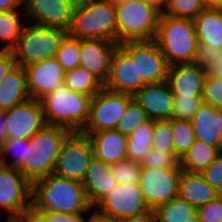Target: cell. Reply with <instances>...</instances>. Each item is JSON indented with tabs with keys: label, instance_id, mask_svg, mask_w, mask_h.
Segmentation results:
<instances>
[{
	"label": "cell",
	"instance_id": "obj_1",
	"mask_svg": "<svg viewBox=\"0 0 222 222\" xmlns=\"http://www.w3.org/2000/svg\"><path fill=\"white\" fill-rule=\"evenodd\" d=\"M31 205L44 213L83 214L93 207L82 182L50 174L32 184Z\"/></svg>",
	"mask_w": 222,
	"mask_h": 222
},
{
	"label": "cell",
	"instance_id": "obj_2",
	"mask_svg": "<svg viewBox=\"0 0 222 222\" xmlns=\"http://www.w3.org/2000/svg\"><path fill=\"white\" fill-rule=\"evenodd\" d=\"M70 133L64 127L45 125L26 140L24 161L18 170L31 185L52 174L61 145Z\"/></svg>",
	"mask_w": 222,
	"mask_h": 222
},
{
	"label": "cell",
	"instance_id": "obj_3",
	"mask_svg": "<svg viewBox=\"0 0 222 222\" xmlns=\"http://www.w3.org/2000/svg\"><path fill=\"white\" fill-rule=\"evenodd\" d=\"M91 98L64 85L46 94L39 100L46 125L81 132L89 117Z\"/></svg>",
	"mask_w": 222,
	"mask_h": 222
},
{
	"label": "cell",
	"instance_id": "obj_4",
	"mask_svg": "<svg viewBox=\"0 0 222 222\" xmlns=\"http://www.w3.org/2000/svg\"><path fill=\"white\" fill-rule=\"evenodd\" d=\"M67 33L79 40L117 42L115 6L106 0H78Z\"/></svg>",
	"mask_w": 222,
	"mask_h": 222
},
{
	"label": "cell",
	"instance_id": "obj_5",
	"mask_svg": "<svg viewBox=\"0 0 222 222\" xmlns=\"http://www.w3.org/2000/svg\"><path fill=\"white\" fill-rule=\"evenodd\" d=\"M154 41L169 66L192 63L198 38L193 20L174 18L160 13Z\"/></svg>",
	"mask_w": 222,
	"mask_h": 222
},
{
	"label": "cell",
	"instance_id": "obj_6",
	"mask_svg": "<svg viewBox=\"0 0 222 222\" xmlns=\"http://www.w3.org/2000/svg\"><path fill=\"white\" fill-rule=\"evenodd\" d=\"M160 12L141 0H129L115 6L117 43L153 41Z\"/></svg>",
	"mask_w": 222,
	"mask_h": 222
},
{
	"label": "cell",
	"instance_id": "obj_7",
	"mask_svg": "<svg viewBox=\"0 0 222 222\" xmlns=\"http://www.w3.org/2000/svg\"><path fill=\"white\" fill-rule=\"evenodd\" d=\"M98 215L115 222L140 221L152 218V211L142 195L138 184L117 186L93 207Z\"/></svg>",
	"mask_w": 222,
	"mask_h": 222
},
{
	"label": "cell",
	"instance_id": "obj_8",
	"mask_svg": "<svg viewBox=\"0 0 222 222\" xmlns=\"http://www.w3.org/2000/svg\"><path fill=\"white\" fill-rule=\"evenodd\" d=\"M67 31L34 24L24 25L17 45L12 49L15 64L22 68L55 57Z\"/></svg>",
	"mask_w": 222,
	"mask_h": 222
},
{
	"label": "cell",
	"instance_id": "obj_9",
	"mask_svg": "<svg viewBox=\"0 0 222 222\" xmlns=\"http://www.w3.org/2000/svg\"><path fill=\"white\" fill-rule=\"evenodd\" d=\"M132 95L114 92L103 87L90 102L89 117L81 130L84 135L115 129Z\"/></svg>",
	"mask_w": 222,
	"mask_h": 222
},
{
	"label": "cell",
	"instance_id": "obj_10",
	"mask_svg": "<svg viewBox=\"0 0 222 222\" xmlns=\"http://www.w3.org/2000/svg\"><path fill=\"white\" fill-rule=\"evenodd\" d=\"M92 157L93 149L88 136L71 132L61 145L52 174L82 182Z\"/></svg>",
	"mask_w": 222,
	"mask_h": 222
},
{
	"label": "cell",
	"instance_id": "obj_11",
	"mask_svg": "<svg viewBox=\"0 0 222 222\" xmlns=\"http://www.w3.org/2000/svg\"><path fill=\"white\" fill-rule=\"evenodd\" d=\"M145 84L143 80H138L137 76L136 42L119 44L113 54L110 74L103 87L133 96Z\"/></svg>",
	"mask_w": 222,
	"mask_h": 222
},
{
	"label": "cell",
	"instance_id": "obj_12",
	"mask_svg": "<svg viewBox=\"0 0 222 222\" xmlns=\"http://www.w3.org/2000/svg\"><path fill=\"white\" fill-rule=\"evenodd\" d=\"M181 172L182 169L141 167L138 186L151 211L177 196Z\"/></svg>",
	"mask_w": 222,
	"mask_h": 222
},
{
	"label": "cell",
	"instance_id": "obj_13",
	"mask_svg": "<svg viewBox=\"0 0 222 222\" xmlns=\"http://www.w3.org/2000/svg\"><path fill=\"white\" fill-rule=\"evenodd\" d=\"M78 0H23L24 16L33 19L34 25L59 28L68 32ZM35 18V19H34Z\"/></svg>",
	"mask_w": 222,
	"mask_h": 222
},
{
	"label": "cell",
	"instance_id": "obj_14",
	"mask_svg": "<svg viewBox=\"0 0 222 222\" xmlns=\"http://www.w3.org/2000/svg\"><path fill=\"white\" fill-rule=\"evenodd\" d=\"M31 193L32 185L18 169L0 164V209L8 217H17L31 205Z\"/></svg>",
	"mask_w": 222,
	"mask_h": 222
},
{
	"label": "cell",
	"instance_id": "obj_15",
	"mask_svg": "<svg viewBox=\"0 0 222 222\" xmlns=\"http://www.w3.org/2000/svg\"><path fill=\"white\" fill-rule=\"evenodd\" d=\"M7 139L28 140L45 125L39 100L28 99L5 111Z\"/></svg>",
	"mask_w": 222,
	"mask_h": 222
},
{
	"label": "cell",
	"instance_id": "obj_16",
	"mask_svg": "<svg viewBox=\"0 0 222 222\" xmlns=\"http://www.w3.org/2000/svg\"><path fill=\"white\" fill-rule=\"evenodd\" d=\"M117 42L106 39L79 40V66L90 72L100 83H106Z\"/></svg>",
	"mask_w": 222,
	"mask_h": 222
},
{
	"label": "cell",
	"instance_id": "obj_17",
	"mask_svg": "<svg viewBox=\"0 0 222 222\" xmlns=\"http://www.w3.org/2000/svg\"><path fill=\"white\" fill-rule=\"evenodd\" d=\"M27 90L31 99L40 100L64 83V71L55 57L24 67Z\"/></svg>",
	"mask_w": 222,
	"mask_h": 222
},
{
	"label": "cell",
	"instance_id": "obj_18",
	"mask_svg": "<svg viewBox=\"0 0 222 222\" xmlns=\"http://www.w3.org/2000/svg\"><path fill=\"white\" fill-rule=\"evenodd\" d=\"M169 65L157 43L153 41H136V69L138 80L146 84L165 82Z\"/></svg>",
	"mask_w": 222,
	"mask_h": 222
},
{
	"label": "cell",
	"instance_id": "obj_19",
	"mask_svg": "<svg viewBox=\"0 0 222 222\" xmlns=\"http://www.w3.org/2000/svg\"><path fill=\"white\" fill-rule=\"evenodd\" d=\"M133 100L154 121L169 120L173 105V94L167 82L145 84L133 96Z\"/></svg>",
	"mask_w": 222,
	"mask_h": 222
},
{
	"label": "cell",
	"instance_id": "obj_20",
	"mask_svg": "<svg viewBox=\"0 0 222 222\" xmlns=\"http://www.w3.org/2000/svg\"><path fill=\"white\" fill-rule=\"evenodd\" d=\"M205 70L193 63L169 66L166 82L174 96H201Z\"/></svg>",
	"mask_w": 222,
	"mask_h": 222
},
{
	"label": "cell",
	"instance_id": "obj_21",
	"mask_svg": "<svg viewBox=\"0 0 222 222\" xmlns=\"http://www.w3.org/2000/svg\"><path fill=\"white\" fill-rule=\"evenodd\" d=\"M82 185L88 202L94 207L103 196L117 186V182L110 172V165L93 156L88 164Z\"/></svg>",
	"mask_w": 222,
	"mask_h": 222
},
{
	"label": "cell",
	"instance_id": "obj_22",
	"mask_svg": "<svg viewBox=\"0 0 222 222\" xmlns=\"http://www.w3.org/2000/svg\"><path fill=\"white\" fill-rule=\"evenodd\" d=\"M93 149V156L107 165H112L127 158V136L116 129L103 130L88 135Z\"/></svg>",
	"mask_w": 222,
	"mask_h": 222
},
{
	"label": "cell",
	"instance_id": "obj_23",
	"mask_svg": "<svg viewBox=\"0 0 222 222\" xmlns=\"http://www.w3.org/2000/svg\"><path fill=\"white\" fill-rule=\"evenodd\" d=\"M191 124L196 140L215 146L222 152V130L217 108L201 103Z\"/></svg>",
	"mask_w": 222,
	"mask_h": 222
},
{
	"label": "cell",
	"instance_id": "obj_24",
	"mask_svg": "<svg viewBox=\"0 0 222 222\" xmlns=\"http://www.w3.org/2000/svg\"><path fill=\"white\" fill-rule=\"evenodd\" d=\"M219 194L199 173L182 170L177 187V197L188 201L195 208L201 207Z\"/></svg>",
	"mask_w": 222,
	"mask_h": 222
},
{
	"label": "cell",
	"instance_id": "obj_25",
	"mask_svg": "<svg viewBox=\"0 0 222 222\" xmlns=\"http://www.w3.org/2000/svg\"><path fill=\"white\" fill-rule=\"evenodd\" d=\"M30 99L24 68L15 65L0 83V110H9Z\"/></svg>",
	"mask_w": 222,
	"mask_h": 222
},
{
	"label": "cell",
	"instance_id": "obj_26",
	"mask_svg": "<svg viewBox=\"0 0 222 222\" xmlns=\"http://www.w3.org/2000/svg\"><path fill=\"white\" fill-rule=\"evenodd\" d=\"M193 24L199 44L222 48V10L204 9Z\"/></svg>",
	"mask_w": 222,
	"mask_h": 222
},
{
	"label": "cell",
	"instance_id": "obj_27",
	"mask_svg": "<svg viewBox=\"0 0 222 222\" xmlns=\"http://www.w3.org/2000/svg\"><path fill=\"white\" fill-rule=\"evenodd\" d=\"M152 222H200L196 208L188 201L174 197L152 211Z\"/></svg>",
	"mask_w": 222,
	"mask_h": 222
},
{
	"label": "cell",
	"instance_id": "obj_28",
	"mask_svg": "<svg viewBox=\"0 0 222 222\" xmlns=\"http://www.w3.org/2000/svg\"><path fill=\"white\" fill-rule=\"evenodd\" d=\"M154 120L148 119L136 127L127 137V158L133 162L141 163L151 150Z\"/></svg>",
	"mask_w": 222,
	"mask_h": 222
},
{
	"label": "cell",
	"instance_id": "obj_29",
	"mask_svg": "<svg viewBox=\"0 0 222 222\" xmlns=\"http://www.w3.org/2000/svg\"><path fill=\"white\" fill-rule=\"evenodd\" d=\"M220 153L221 151L217 147L195 140L180 159V167L187 172L200 173Z\"/></svg>",
	"mask_w": 222,
	"mask_h": 222
},
{
	"label": "cell",
	"instance_id": "obj_30",
	"mask_svg": "<svg viewBox=\"0 0 222 222\" xmlns=\"http://www.w3.org/2000/svg\"><path fill=\"white\" fill-rule=\"evenodd\" d=\"M20 14L19 10L0 11V42L6 44H3V47H0V49L12 50L17 45L26 23L22 21L24 19H21L24 17V13Z\"/></svg>",
	"mask_w": 222,
	"mask_h": 222
},
{
	"label": "cell",
	"instance_id": "obj_31",
	"mask_svg": "<svg viewBox=\"0 0 222 222\" xmlns=\"http://www.w3.org/2000/svg\"><path fill=\"white\" fill-rule=\"evenodd\" d=\"M63 85L69 90L91 97L103 88L102 83L80 66L64 73Z\"/></svg>",
	"mask_w": 222,
	"mask_h": 222
},
{
	"label": "cell",
	"instance_id": "obj_32",
	"mask_svg": "<svg viewBox=\"0 0 222 222\" xmlns=\"http://www.w3.org/2000/svg\"><path fill=\"white\" fill-rule=\"evenodd\" d=\"M170 125L173 134L175 155L181 159L196 140L194 130L191 121L170 118Z\"/></svg>",
	"mask_w": 222,
	"mask_h": 222
},
{
	"label": "cell",
	"instance_id": "obj_33",
	"mask_svg": "<svg viewBox=\"0 0 222 222\" xmlns=\"http://www.w3.org/2000/svg\"><path fill=\"white\" fill-rule=\"evenodd\" d=\"M55 59L64 72L79 66V39L71 37L68 33L62 39L56 51Z\"/></svg>",
	"mask_w": 222,
	"mask_h": 222
},
{
	"label": "cell",
	"instance_id": "obj_34",
	"mask_svg": "<svg viewBox=\"0 0 222 222\" xmlns=\"http://www.w3.org/2000/svg\"><path fill=\"white\" fill-rule=\"evenodd\" d=\"M204 9L202 0H166L162 14L193 20Z\"/></svg>",
	"mask_w": 222,
	"mask_h": 222
},
{
	"label": "cell",
	"instance_id": "obj_35",
	"mask_svg": "<svg viewBox=\"0 0 222 222\" xmlns=\"http://www.w3.org/2000/svg\"><path fill=\"white\" fill-rule=\"evenodd\" d=\"M147 120L148 117L146 113L140 108L135 100L132 99L127 104L126 109L121 115V119L115 129L122 135L128 137L136 127Z\"/></svg>",
	"mask_w": 222,
	"mask_h": 222
},
{
	"label": "cell",
	"instance_id": "obj_36",
	"mask_svg": "<svg viewBox=\"0 0 222 222\" xmlns=\"http://www.w3.org/2000/svg\"><path fill=\"white\" fill-rule=\"evenodd\" d=\"M151 141V149L168 154H175L170 119L154 121Z\"/></svg>",
	"mask_w": 222,
	"mask_h": 222
},
{
	"label": "cell",
	"instance_id": "obj_37",
	"mask_svg": "<svg viewBox=\"0 0 222 222\" xmlns=\"http://www.w3.org/2000/svg\"><path fill=\"white\" fill-rule=\"evenodd\" d=\"M171 119L191 121L202 103L201 96H174Z\"/></svg>",
	"mask_w": 222,
	"mask_h": 222
},
{
	"label": "cell",
	"instance_id": "obj_38",
	"mask_svg": "<svg viewBox=\"0 0 222 222\" xmlns=\"http://www.w3.org/2000/svg\"><path fill=\"white\" fill-rule=\"evenodd\" d=\"M110 172L115 178L117 184H138L141 164L126 158L110 165Z\"/></svg>",
	"mask_w": 222,
	"mask_h": 222
},
{
	"label": "cell",
	"instance_id": "obj_39",
	"mask_svg": "<svg viewBox=\"0 0 222 222\" xmlns=\"http://www.w3.org/2000/svg\"><path fill=\"white\" fill-rule=\"evenodd\" d=\"M10 152H13L14 155V161L9 163L7 160L6 155L10 154ZM26 152V140L20 139V138H12L7 139L4 141H1V162L0 164L3 166L13 167L18 169L24 161Z\"/></svg>",
	"mask_w": 222,
	"mask_h": 222
},
{
	"label": "cell",
	"instance_id": "obj_40",
	"mask_svg": "<svg viewBox=\"0 0 222 222\" xmlns=\"http://www.w3.org/2000/svg\"><path fill=\"white\" fill-rule=\"evenodd\" d=\"M202 103L213 106L217 109H222V80L206 74L202 93Z\"/></svg>",
	"mask_w": 222,
	"mask_h": 222
},
{
	"label": "cell",
	"instance_id": "obj_41",
	"mask_svg": "<svg viewBox=\"0 0 222 222\" xmlns=\"http://www.w3.org/2000/svg\"><path fill=\"white\" fill-rule=\"evenodd\" d=\"M141 167L159 169H181L180 159L175 154H168L151 149L140 163Z\"/></svg>",
	"mask_w": 222,
	"mask_h": 222
},
{
	"label": "cell",
	"instance_id": "obj_42",
	"mask_svg": "<svg viewBox=\"0 0 222 222\" xmlns=\"http://www.w3.org/2000/svg\"><path fill=\"white\" fill-rule=\"evenodd\" d=\"M220 59H222L221 49L205 44H198L192 63L206 71Z\"/></svg>",
	"mask_w": 222,
	"mask_h": 222
},
{
	"label": "cell",
	"instance_id": "obj_43",
	"mask_svg": "<svg viewBox=\"0 0 222 222\" xmlns=\"http://www.w3.org/2000/svg\"><path fill=\"white\" fill-rule=\"evenodd\" d=\"M199 174L219 195H222V152Z\"/></svg>",
	"mask_w": 222,
	"mask_h": 222
},
{
	"label": "cell",
	"instance_id": "obj_44",
	"mask_svg": "<svg viewBox=\"0 0 222 222\" xmlns=\"http://www.w3.org/2000/svg\"><path fill=\"white\" fill-rule=\"evenodd\" d=\"M200 222H222V195L196 208Z\"/></svg>",
	"mask_w": 222,
	"mask_h": 222
},
{
	"label": "cell",
	"instance_id": "obj_45",
	"mask_svg": "<svg viewBox=\"0 0 222 222\" xmlns=\"http://www.w3.org/2000/svg\"><path fill=\"white\" fill-rule=\"evenodd\" d=\"M18 217L23 222H48V213L41 212L33 205L25 208Z\"/></svg>",
	"mask_w": 222,
	"mask_h": 222
},
{
	"label": "cell",
	"instance_id": "obj_46",
	"mask_svg": "<svg viewBox=\"0 0 222 222\" xmlns=\"http://www.w3.org/2000/svg\"><path fill=\"white\" fill-rule=\"evenodd\" d=\"M12 50H0V83L6 74L15 66Z\"/></svg>",
	"mask_w": 222,
	"mask_h": 222
},
{
	"label": "cell",
	"instance_id": "obj_47",
	"mask_svg": "<svg viewBox=\"0 0 222 222\" xmlns=\"http://www.w3.org/2000/svg\"><path fill=\"white\" fill-rule=\"evenodd\" d=\"M83 214L48 213V222H87Z\"/></svg>",
	"mask_w": 222,
	"mask_h": 222
},
{
	"label": "cell",
	"instance_id": "obj_48",
	"mask_svg": "<svg viewBox=\"0 0 222 222\" xmlns=\"http://www.w3.org/2000/svg\"><path fill=\"white\" fill-rule=\"evenodd\" d=\"M23 0H0V11L18 10Z\"/></svg>",
	"mask_w": 222,
	"mask_h": 222
},
{
	"label": "cell",
	"instance_id": "obj_49",
	"mask_svg": "<svg viewBox=\"0 0 222 222\" xmlns=\"http://www.w3.org/2000/svg\"><path fill=\"white\" fill-rule=\"evenodd\" d=\"M205 73L208 76H212V77L222 80V59L216 61L213 65H211L205 71Z\"/></svg>",
	"mask_w": 222,
	"mask_h": 222
},
{
	"label": "cell",
	"instance_id": "obj_50",
	"mask_svg": "<svg viewBox=\"0 0 222 222\" xmlns=\"http://www.w3.org/2000/svg\"><path fill=\"white\" fill-rule=\"evenodd\" d=\"M7 140L6 116L5 111L0 110V141Z\"/></svg>",
	"mask_w": 222,
	"mask_h": 222
},
{
	"label": "cell",
	"instance_id": "obj_51",
	"mask_svg": "<svg viewBox=\"0 0 222 222\" xmlns=\"http://www.w3.org/2000/svg\"><path fill=\"white\" fill-rule=\"evenodd\" d=\"M205 9L222 10V0H202Z\"/></svg>",
	"mask_w": 222,
	"mask_h": 222
},
{
	"label": "cell",
	"instance_id": "obj_52",
	"mask_svg": "<svg viewBox=\"0 0 222 222\" xmlns=\"http://www.w3.org/2000/svg\"><path fill=\"white\" fill-rule=\"evenodd\" d=\"M142 2L153 6L156 8L160 13L163 12L166 4V0H141Z\"/></svg>",
	"mask_w": 222,
	"mask_h": 222
},
{
	"label": "cell",
	"instance_id": "obj_53",
	"mask_svg": "<svg viewBox=\"0 0 222 222\" xmlns=\"http://www.w3.org/2000/svg\"><path fill=\"white\" fill-rule=\"evenodd\" d=\"M87 222H115L109 218H105V217H102L100 215H98L97 213H95V210L93 212V214L91 215L90 218H87Z\"/></svg>",
	"mask_w": 222,
	"mask_h": 222
},
{
	"label": "cell",
	"instance_id": "obj_54",
	"mask_svg": "<svg viewBox=\"0 0 222 222\" xmlns=\"http://www.w3.org/2000/svg\"><path fill=\"white\" fill-rule=\"evenodd\" d=\"M106 1L112 3L114 6H116V5L125 3L126 1H129V0H106Z\"/></svg>",
	"mask_w": 222,
	"mask_h": 222
},
{
	"label": "cell",
	"instance_id": "obj_55",
	"mask_svg": "<svg viewBox=\"0 0 222 222\" xmlns=\"http://www.w3.org/2000/svg\"><path fill=\"white\" fill-rule=\"evenodd\" d=\"M7 222H23V221L17 216V217H7Z\"/></svg>",
	"mask_w": 222,
	"mask_h": 222
},
{
	"label": "cell",
	"instance_id": "obj_56",
	"mask_svg": "<svg viewBox=\"0 0 222 222\" xmlns=\"http://www.w3.org/2000/svg\"><path fill=\"white\" fill-rule=\"evenodd\" d=\"M218 118L220 119V123H221V130H222V109H218Z\"/></svg>",
	"mask_w": 222,
	"mask_h": 222
},
{
	"label": "cell",
	"instance_id": "obj_57",
	"mask_svg": "<svg viewBox=\"0 0 222 222\" xmlns=\"http://www.w3.org/2000/svg\"><path fill=\"white\" fill-rule=\"evenodd\" d=\"M126 222H152V219L140 220V221H126Z\"/></svg>",
	"mask_w": 222,
	"mask_h": 222
},
{
	"label": "cell",
	"instance_id": "obj_58",
	"mask_svg": "<svg viewBox=\"0 0 222 222\" xmlns=\"http://www.w3.org/2000/svg\"><path fill=\"white\" fill-rule=\"evenodd\" d=\"M0 162H1V141H0Z\"/></svg>",
	"mask_w": 222,
	"mask_h": 222
}]
</instances>
